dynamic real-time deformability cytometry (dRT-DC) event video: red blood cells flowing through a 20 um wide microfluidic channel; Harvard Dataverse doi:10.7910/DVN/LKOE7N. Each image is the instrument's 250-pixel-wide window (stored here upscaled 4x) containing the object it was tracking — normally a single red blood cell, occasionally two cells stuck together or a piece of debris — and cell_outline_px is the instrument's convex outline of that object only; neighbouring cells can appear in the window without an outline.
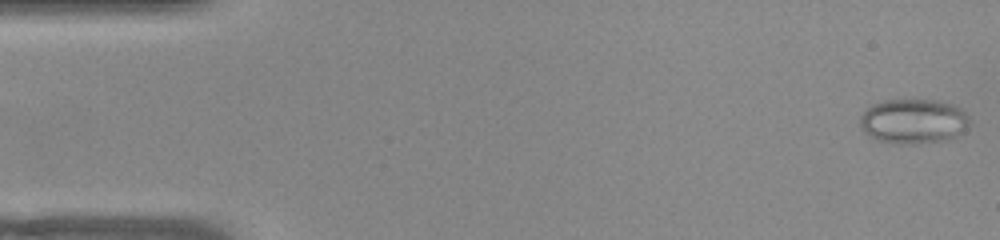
{"species": "common noctule bat (a hibernating species)", "species_latin": "Nyctalus noctula", "temperature_condition": "warm", "stored_images_in_passage": 51, "camera_frame_rate_fps": 3000, "um_per_image_px": 0.085, "animal": {"sex": "female", "body_mass_g": 22.0, "forearm_length_mm": 56.7}, "frame": {"image": 1, "passage_image": 1, "time_ms": 0.0, "image_size_px": [1000, 240], "cell_outline_px": [[968, 120], [964, 132], [948, 140], [920, 144], [892, 144], [876, 140], [868, 136], [860, 128], [860, 116], [872, 104], [880, 100], [940, 100], [952, 104], [960, 108], [968, 116]], "centroid_in_image_um": [77.61, 10.32], "position_along_channel_um": 7.4, "area_um2": 29.02}}
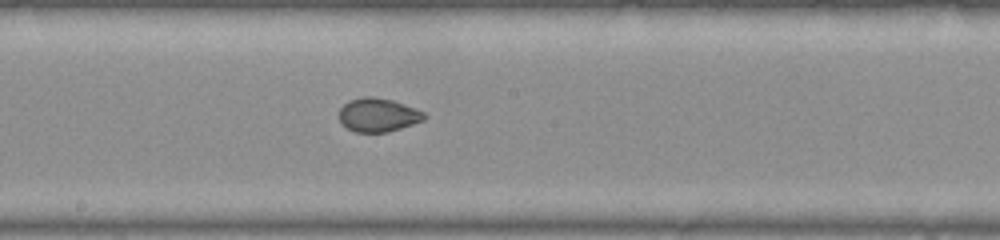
{"frame": {"image": 2, "passage_image": 27, "time_ms": 8.667, "image_size_px": [1000, 240], "cell_outline_px": [[424, 120], [388, 132], [356, 132], [348, 128], [340, 120], [340, 108], [348, 100], [364, 96], [372, 96], [392, 100], [416, 108], [424, 112]], "centroid_in_image_um": [32.13, 9.76], "position_along_channel_um": 216.1, "area_um2": 16.53}}
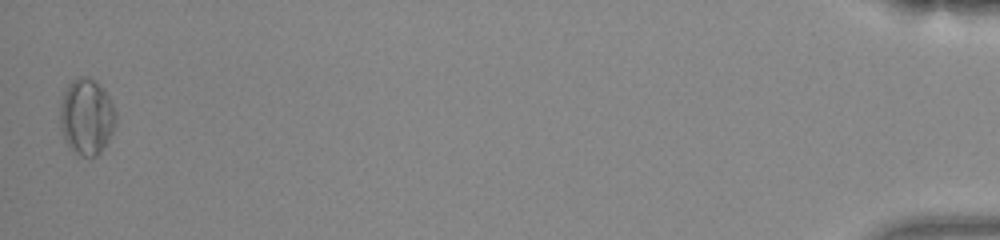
{"frame": {"image": 3, "passage_image": 51, "time_ms": 16.667, "image_size_px": [1000, 240], "cell_outline_px": [[116, 124], [108, 140], [100, 152], [96, 156], [80, 156], [72, 152], [68, 148], [64, 140], [60, 128], [60, 104], [64, 92], [68, 84], [72, 80], [80, 76], [84, 76], [92, 80], [104, 88], [116, 112]], "centroid_in_image_um": [7.34, 9.95], "position_along_channel_um": 427.9, "area_um2": 24.91}, "authors_computed_cell_mechanics": {"area_um2": 18.3226, "velocity_mm_per_s": 3.8898, "shape_relaxation_time_tau1_ms": null, "shape_relaxation_time_tau2_ms": 0.9896, "deformation_change_tau1": null, "deformation_change_tau2": 0.0443}}